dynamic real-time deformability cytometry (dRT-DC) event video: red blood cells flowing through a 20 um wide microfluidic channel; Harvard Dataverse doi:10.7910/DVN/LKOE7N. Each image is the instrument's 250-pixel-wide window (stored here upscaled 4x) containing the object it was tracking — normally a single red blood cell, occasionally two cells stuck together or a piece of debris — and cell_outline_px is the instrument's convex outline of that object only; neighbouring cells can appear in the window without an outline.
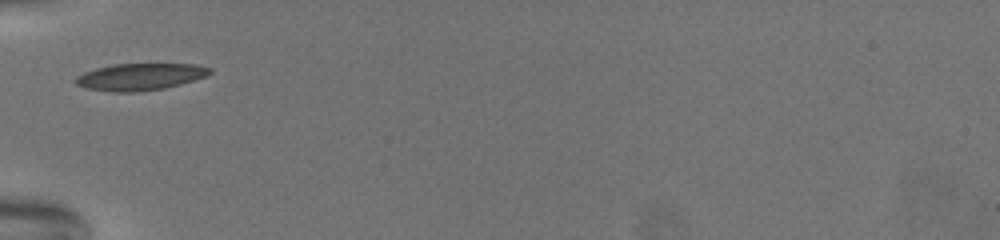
{"species": "common noctule bat (a hibernating species)", "species_latin": "Nyctalus noctula", "temperature_condition": "warm", "stored_images_in_passage": 27, "camera_frame_rate_fps": 3000, "um_per_image_px": 0.085, "animal": {"sex": "female", "body_mass_g": 19.5, "forearm_length_mm": 54.1}, "frame": {"image": 1, "passage_image": 1, "time_ms": 0.0, "image_size_px": [1000, 240], "cell_outline_px": [[212, 72], [204, 76], [180, 84], [164, 88], [136, 92], [112, 92], [88, 88], [76, 84], [72, 80], [76, 76], [84, 72], [96, 68], [112, 64], [196, 64], [212, 68]], "centroid_in_image_um": [11.87, 6.52], "position_along_channel_um": 73.1, "area_um2": 20.98}}
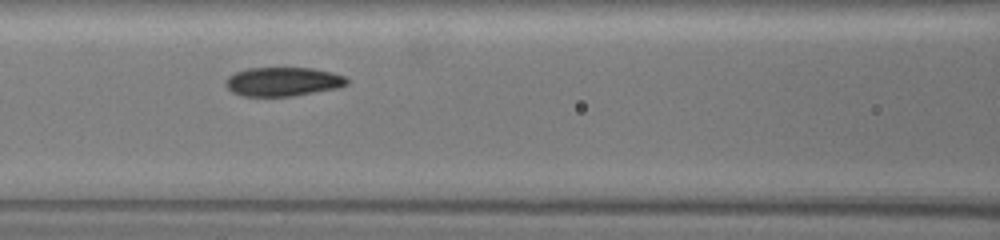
{"frame": {"image": 2, "passage_image": 8, "time_ms": 2.333, "image_size_px": [1000, 240], "cell_outline_px": [[348, 84], [336, 88], [292, 96], [240, 96], [232, 92], [224, 84], [224, 80], [228, 76], [236, 72], [248, 68], [312, 68], [332, 72], [344, 76], [348, 80]], "centroid_in_image_um": [24.01, 6.94], "position_along_channel_um": 142.6, "area_um2": 20.46}}
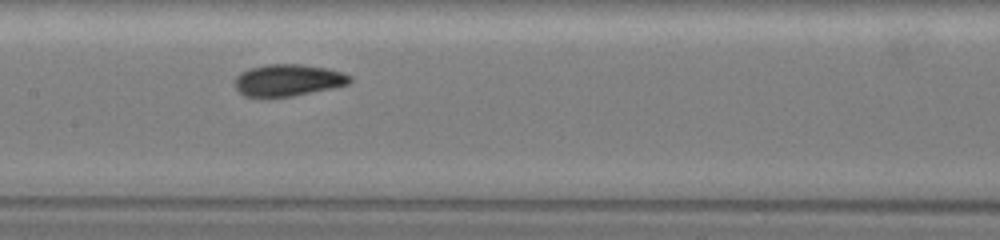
{"frame": {"image": 3, "passage_image": 12, "time_ms": 3.667, "image_size_px": [1000, 240], "cell_outline_px": [[352, 80], [348, 84], [292, 96], [244, 96], [236, 88], [236, 76], [240, 72], [248, 68], [264, 64], [300, 64], [324, 68], [344, 72], [352, 76]], "centroid_in_image_um": [24.48, 6.79], "position_along_channel_um": 182.9, "area_um2": 21.1}}